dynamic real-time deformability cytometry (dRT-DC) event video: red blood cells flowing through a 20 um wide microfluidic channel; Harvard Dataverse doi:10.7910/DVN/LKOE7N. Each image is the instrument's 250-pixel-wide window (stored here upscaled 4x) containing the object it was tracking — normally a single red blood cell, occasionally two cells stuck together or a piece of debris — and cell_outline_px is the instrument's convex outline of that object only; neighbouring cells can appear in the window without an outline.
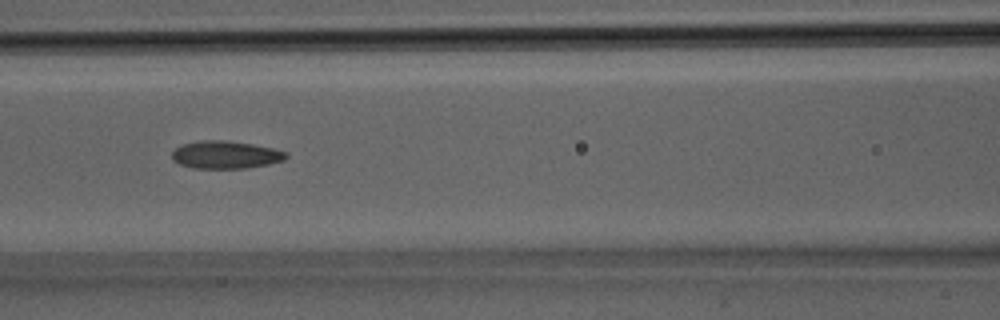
{"species": "Egyptian fruit bat (a non-hibernating species)", "species_latin": "Rousettus aegyptiacus", "temperature_condition": "room temperature", "stored_images_in_passage": 21, "camera_frame_rate_fps": 3000, "um_per_image_px": 0.085, "animal": {"sex": "male"}, "frame": {"image": 1, "passage_image": 12, "time_ms": 3.667, "image_size_px": [1000, 320], "cell_outline_px": [[288, 156], [284, 160], [268, 164], [244, 168], [192, 168], [180, 164], [172, 160], [172, 152], [176, 148], [184, 144], [204, 140], [224, 140], [252, 144], [272, 148], [288, 152]], "centroid_in_image_um": [19.18, 13.16], "position_along_channel_um": 147.4, "area_um2": 18.26}}
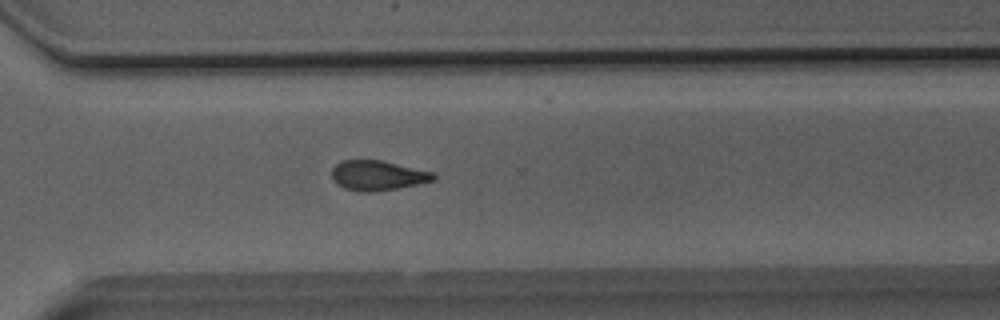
{"frame": {"image": 2, "passage_image": 21, "time_ms": 6.667, "image_size_px": [1000, 320], "cell_outline_px": [[436, 176], [432, 180], [416, 184], [376, 192], [360, 192], [344, 188], [336, 184], [332, 180], [332, 168], [340, 160], [380, 160], [436, 172]], "centroid_in_image_um": [32.07, 14.91], "position_along_channel_um": 338.5, "area_um2": 17.8}}